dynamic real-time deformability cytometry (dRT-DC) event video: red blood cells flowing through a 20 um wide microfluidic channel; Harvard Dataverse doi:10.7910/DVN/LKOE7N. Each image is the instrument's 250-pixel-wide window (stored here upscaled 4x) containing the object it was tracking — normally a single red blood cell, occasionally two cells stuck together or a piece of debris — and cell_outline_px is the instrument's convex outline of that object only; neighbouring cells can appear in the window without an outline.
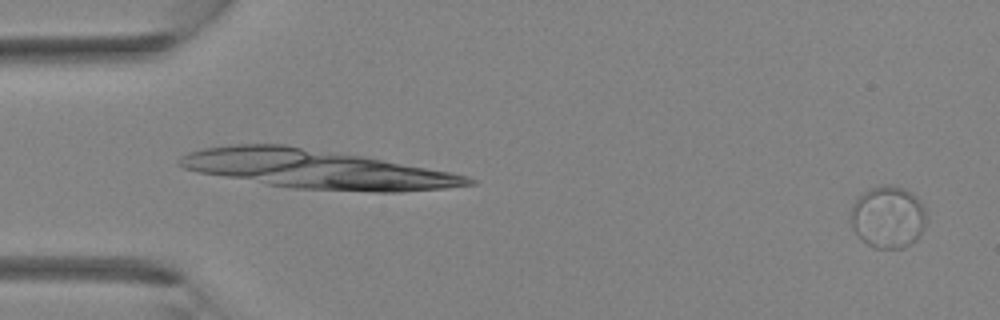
{"species": "Egyptian fruit bat (a non-hibernating species)", "species_latin": "Rousettus aegyptiacus", "temperature_condition": "room temperature", "stored_images_in_passage": 37, "camera_frame_rate_fps": 3000, "um_per_image_px": 0.085, "animal": {"sex": "female"}, "frame": {"image": 1, "passage_image": 1, "time_ms": 0.0, "image_size_px": [1000, 320], "cell_outline_px": [[924, 220], [920, 236], [916, 240], [904, 248], [872, 248], [852, 228], [852, 208], [856, 200], [864, 192], [872, 188], [884, 184], [892, 184], [904, 188], [912, 192], [920, 200], [924, 208]], "centroid_in_image_um": [75.5, 18.44], "position_along_channel_um": 9.5, "area_um2": 27.05}}
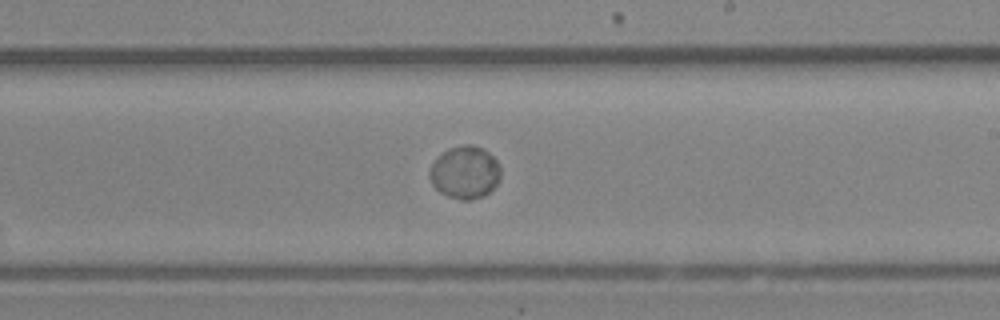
{"frame": {"image": 2, "passage_image": 22, "time_ms": 7.0, "image_size_px": [1000, 320], "cell_outline_px": [[500, 176], [496, 184], [484, 196], [468, 200], [460, 200], [448, 196], [440, 192], [432, 184], [428, 176], [428, 172], [436, 156], [448, 148], [464, 144], [472, 144], [484, 148], [496, 160], [500, 168]], "centroid_in_image_um": [39.49, 14.63], "position_along_channel_um": 249.5, "area_um2": 21.96}}
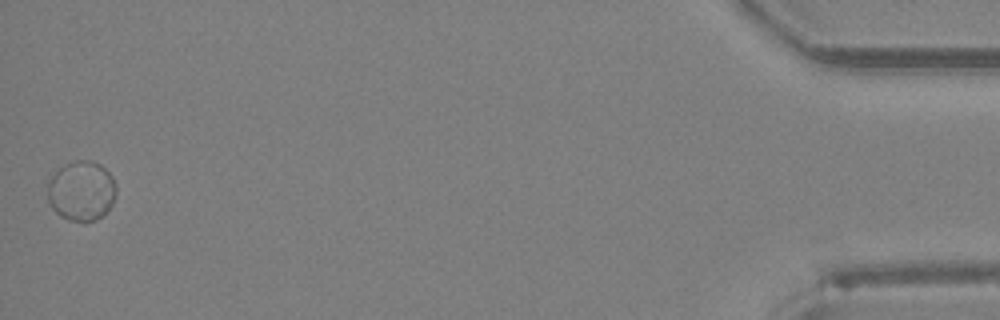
{"frame": {"image": 3, "passage_image": 37, "time_ms": 12.0, "image_size_px": [1000, 320], "cell_outline_px": [[116, 192], [112, 204], [96, 220], [84, 224], [68, 220], [60, 216], [52, 208], [48, 200], [48, 184], [52, 176], [64, 164], [76, 160], [92, 160], [100, 164], [112, 176], [116, 184]], "centroid_in_image_um": [6.92, 16.24], "position_along_channel_um": 428.3, "area_um2": 24.1}}